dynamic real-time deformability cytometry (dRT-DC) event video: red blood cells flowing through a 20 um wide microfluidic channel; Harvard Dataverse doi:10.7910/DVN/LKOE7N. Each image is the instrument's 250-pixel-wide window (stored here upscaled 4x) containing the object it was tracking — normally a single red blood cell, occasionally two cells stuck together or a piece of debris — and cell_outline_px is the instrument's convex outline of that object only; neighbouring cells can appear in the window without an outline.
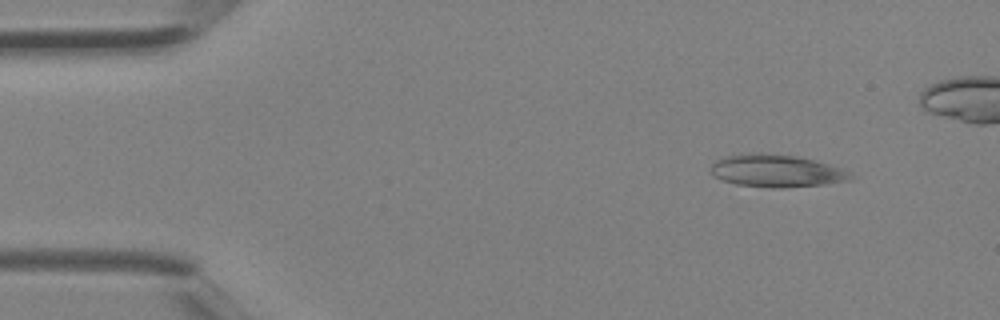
{"species": "Egyptian fruit bat (a non-hibernating species)", "species_latin": "Rousettus aegyptiacus", "temperature_condition": "room temperature", "stored_images_in_passage": 4, "camera_frame_rate_fps": 3000, "um_per_image_px": 0.085, "animal": {"sex": "female"}, "frame": {"image": 1, "passage_image": 1, "time_ms": 0.0, "image_size_px": [1000, 320], "cell_outline_px": [[852, 180], [824, 184], [784, 188], [772, 188], [736, 184], [724, 180], [716, 176], [712, 172], [712, 164], [716, 160], [728, 156], [756, 152], [760, 152], [796, 156], [816, 160], [840, 168], [848, 172], [852, 176]], "centroid_in_image_um": [66.02, 14.52], "position_along_channel_um": 19.0, "area_um2": 26.24}}